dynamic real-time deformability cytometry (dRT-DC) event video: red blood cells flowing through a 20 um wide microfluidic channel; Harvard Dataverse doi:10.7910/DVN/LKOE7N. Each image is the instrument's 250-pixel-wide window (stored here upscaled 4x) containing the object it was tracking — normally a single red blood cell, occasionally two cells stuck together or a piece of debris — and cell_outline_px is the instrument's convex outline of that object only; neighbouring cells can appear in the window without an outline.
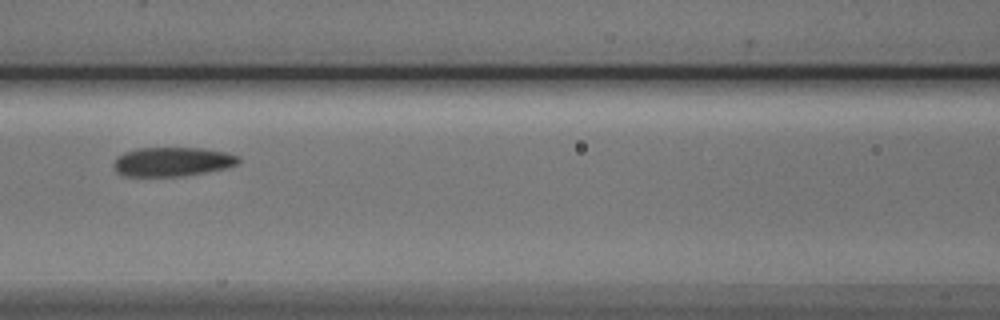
{"species": "Egyptian fruit bat (a non-hibernating species)", "species_latin": "Rousettus aegyptiacus", "temperature_condition": "cold", "stored_images_in_passage": 7, "camera_frame_rate_fps": 3000, "um_per_image_px": 0.085, "animal": {"sex": "male"}, "frame": {"image": 1, "passage_image": 7, "time_ms": 7.667, "image_size_px": [1000, 320], "cell_outline_px": [[240, 164], [228, 168], [184, 176], [124, 176], [116, 172], [112, 164], [116, 156], [124, 152], [136, 148], [204, 148], [228, 152], [240, 156]], "centroid_in_image_um": [14.67, 13.74], "position_along_channel_um": 151.9, "area_um2": 21.68}}